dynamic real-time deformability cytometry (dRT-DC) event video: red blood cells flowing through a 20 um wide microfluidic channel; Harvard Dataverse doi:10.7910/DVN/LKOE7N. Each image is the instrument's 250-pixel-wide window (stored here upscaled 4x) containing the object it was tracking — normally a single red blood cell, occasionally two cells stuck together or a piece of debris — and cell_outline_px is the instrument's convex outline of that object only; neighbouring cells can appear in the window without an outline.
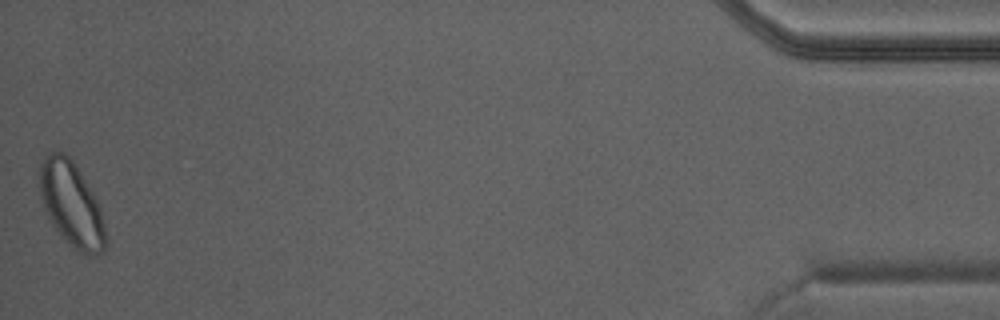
{"species": "Egyptian fruit bat (a non-hibernating species)", "species_latin": "Rousettus aegyptiacus", "temperature_condition": "warm", "stored_images_in_passage": 39, "camera_frame_rate_fps": 3000, "um_per_image_px": 0.085, "animal": {"sex": "male"}, "frame": {"image": 1, "passage_image": 39, "time_ms": 12.667, "image_size_px": [1000, 320], "cell_outline_px": [[108, 244], [96, 256], [80, 252], [48, 220], [44, 208], [40, 192], [40, 164], [52, 152], [64, 152], [72, 160], [92, 192], [100, 208], [108, 240]], "centroid_in_image_um": [6.1, 17.38], "position_along_channel_um": 429.1, "area_um2": 31.73}}